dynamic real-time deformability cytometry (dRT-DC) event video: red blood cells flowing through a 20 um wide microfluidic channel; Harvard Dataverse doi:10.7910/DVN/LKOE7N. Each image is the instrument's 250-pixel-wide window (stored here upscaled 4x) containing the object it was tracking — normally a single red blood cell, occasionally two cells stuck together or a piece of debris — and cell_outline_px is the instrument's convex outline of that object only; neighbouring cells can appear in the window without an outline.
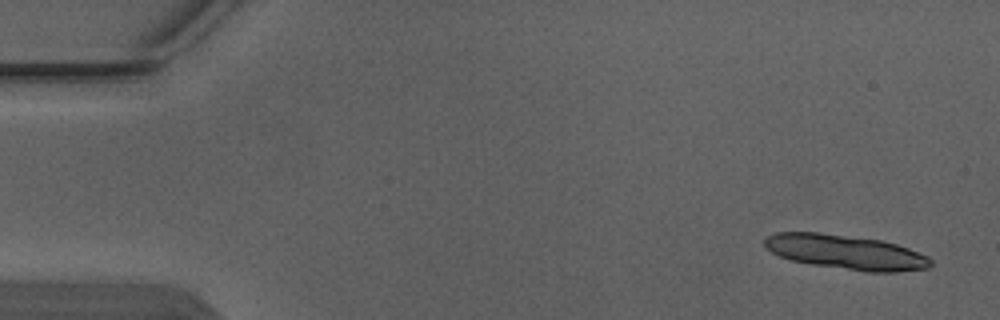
{"species": "Egyptian fruit bat (a non-hibernating species)", "species_latin": "Rousettus aegyptiacus", "temperature_condition": "warm", "stored_images_in_passage": 4, "camera_frame_rate_fps": 3000, "um_per_image_px": 0.085, "animal": {"sex": "male"}, "frame": {"image": 1, "passage_image": 1, "time_ms": 0.0, "image_size_px": [1000, 320], "cell_outline_px": [[932, 264], [928, 268], [896, 272], [868, 272], [812, 264], [792, 260], [780, 256], [764, 248], [764, 236], [776, 232], [816, 232], [880, 240], [896, 244], [908, 248], [928, 256], [932, 260]], "centroid_in_image_um": [71.87, 21.43], "position_along_channel_um": 13.1, "area_um2": 33.29}}